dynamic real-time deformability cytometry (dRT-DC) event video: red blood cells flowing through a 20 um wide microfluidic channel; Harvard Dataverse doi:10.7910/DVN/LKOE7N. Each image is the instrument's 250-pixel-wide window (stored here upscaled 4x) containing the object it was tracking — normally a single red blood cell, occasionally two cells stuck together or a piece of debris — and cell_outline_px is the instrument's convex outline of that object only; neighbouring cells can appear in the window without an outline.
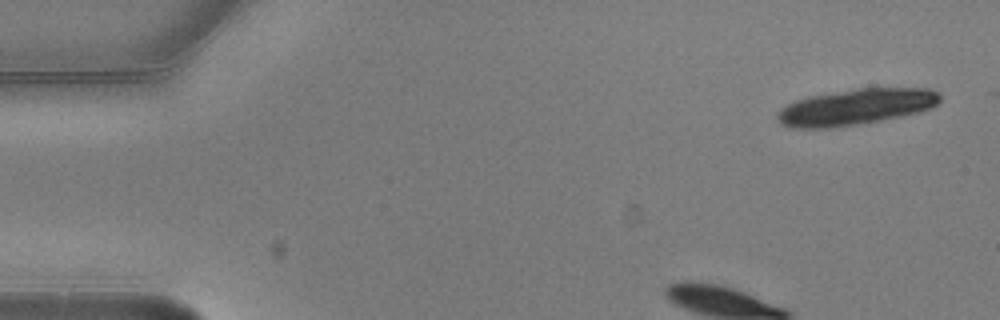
{"species": "common noctule bat (a hibernating species)", "species_latin": "Nyctalus noctula", "temperature_condition": "warm", "stored_images_in_passage": 7, "camera_frame_rate_fps": 3000, "um_per_image_px": 0.085, "animal": {"sex": "male", "body_mass_g": 20.5, "forearm_length_mm": 52.5}, "frame": {"image": 1, "passage_image": 1, "time_ms": 0.0, "image_size_px": [1000, 320], "cell_outline_px": [[940, 100], [932, 108], [920, 112], [904, 116], [880, 120], [828, 128], [788, 128], [780, 124], [776, 120], [776, 112], [780, 108], [796, 100], [808, 96], [856, 88], [928, 88], [940, 92]], "centroid_in_image_um": [72.72, 9.09], "position_along_channel_um": 12.3, "area_um2": 34.39}}